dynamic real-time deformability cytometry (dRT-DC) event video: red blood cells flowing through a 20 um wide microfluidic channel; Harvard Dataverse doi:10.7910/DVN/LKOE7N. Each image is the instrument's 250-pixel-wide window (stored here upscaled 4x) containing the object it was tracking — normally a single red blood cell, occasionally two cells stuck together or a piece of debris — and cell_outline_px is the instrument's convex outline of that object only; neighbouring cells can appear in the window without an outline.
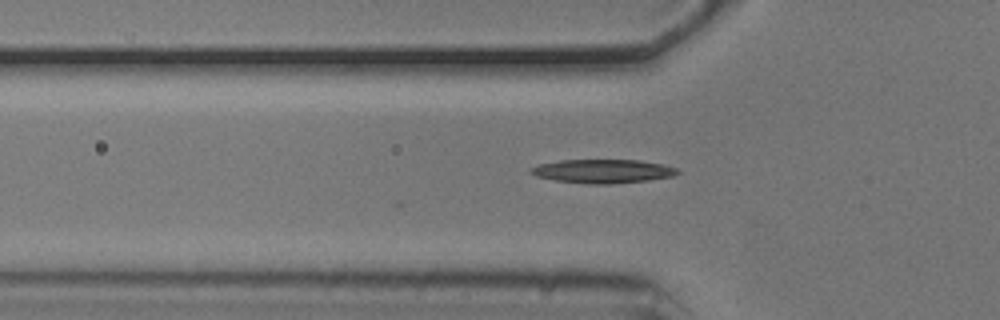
{"species": "common noctule bat (a hibernating species)", "species_latin": "Nyctalus noctula", "temperature_condition": "cold", "stored_images_in_passage": 2, "camera_frame_rate_fps": 3000, "um_per_image_px": 0.085, "animal": {"sex": "male", "body_mass_g": 20.5, "forearm_length_mm": 52.5}, "frame": {"image": 1, "passage_image": 2, "time_ms": 0.333, "image_size_px": [1000, 320], "cell_outline_px": [[680, 172], [672, 176], [648, 180], [608, 184], [588, 184], [556, 180], [536, 176], [528, 172], [532, 168], [540, 164], [560, 160], [640, 160], [664, 164], [676, 168]], "centroid_in_image_um": [51.25, 14.55], "position_along_channel_um": 74.5, "area_um2": 20.17}}